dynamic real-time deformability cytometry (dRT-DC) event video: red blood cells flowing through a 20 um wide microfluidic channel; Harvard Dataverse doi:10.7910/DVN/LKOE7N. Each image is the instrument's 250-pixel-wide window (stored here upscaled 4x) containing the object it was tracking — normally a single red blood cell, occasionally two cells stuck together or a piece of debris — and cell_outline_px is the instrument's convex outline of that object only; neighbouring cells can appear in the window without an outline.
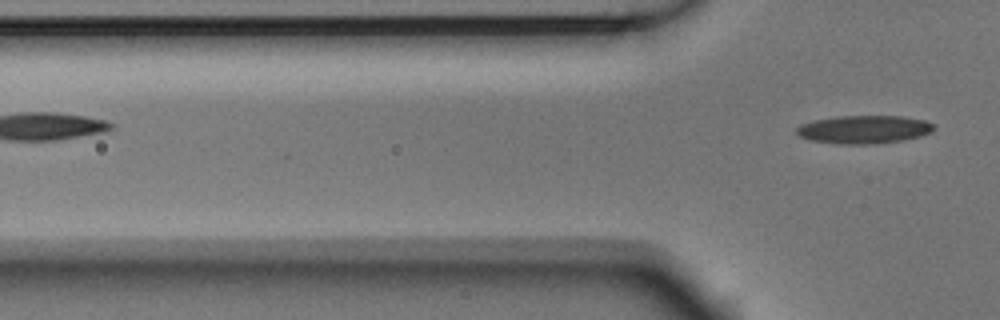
{"species": "Egyptian fruit bat (a non-hibernating species)", "species_latin": "Rousettus aegyptiacus", "temperature_condition": "room temperature", "stored_images_in_passage": 2, "camera_frame_rate_fps": 3000, "um_per_image_px": 0.085, "animal": {"sex": "male"}, "frame": {"image": 1, "passage_image": 2, "time_ms": 0.333, "image_size_px": [1000, 320], "cell_outline_px": [[932, 132], [920, 136], [904, 140], [872, 144], [836, 144], [812, 140], [796, 136], [796, 128], [800, 124], [816, 120], [836, 116], [900, 116], [924, 120], [932, 124]], "centroid_in_image_um": [73.39, 11.01], "position_along_channel_um": 52.4, "area_um2": 22.48}}